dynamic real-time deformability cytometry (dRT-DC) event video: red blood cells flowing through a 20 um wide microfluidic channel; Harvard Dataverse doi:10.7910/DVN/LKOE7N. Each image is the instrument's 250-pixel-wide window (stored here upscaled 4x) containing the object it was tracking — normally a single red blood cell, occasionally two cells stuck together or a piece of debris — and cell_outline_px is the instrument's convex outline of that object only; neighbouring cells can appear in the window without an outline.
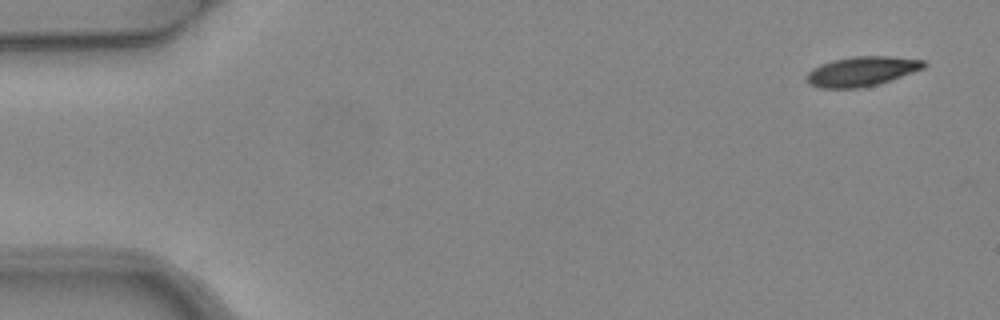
{"species": "common noctule bat (a hibernating species)", "species_latin": "Nyctalus noctula", "temperature_condition": "warm", "stored_images_in_passage": 6, "camera_frame_rate_fps": 3000, "um_per_image_px": 0.085, "animal": {"sex": "female", "body_mass_g": 24.6, "forearm_length_mm": 56.2}, "frame": {"image": 1, "passage_image": 1, "time_ms": 0.0, "image_size_px": [1000, 320], "cell_outline_px": [[928, 64], [924, 68], [876, 84], [860, 88], [820, 88], [808, 84], [804, 80], [804, 76], [812, 68], [820, 64], [832, 60], [852, 56], [892, 56], [924, 60]], "centroid_in_image_um": [73.18, 6.05], "position_along_channel_um": 11.8, "area_um2": 20.35}}
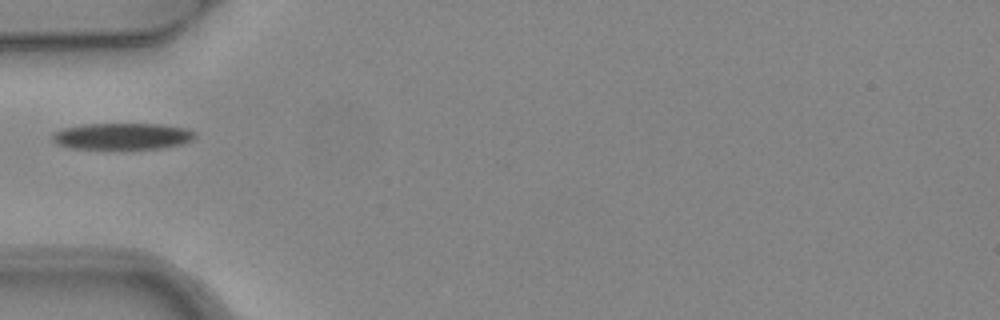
{"frame": {"image": 2, "passage_image": 5, "time_ms": 1.333, "image_size_px": [1000, 320], "cell_outline_px": [[196, 136], [192, 140], [184, 144], [160, 148], [68, 148], [56, 144], [52, 140], [52, 132], [60, 128], [84, 124], [160, 124], [184, 128], [196, 132]], "centroid_in_image_um": [10.36, 11.57], "position_along_channel_um": 74.6, "area_um2": 22.08}}
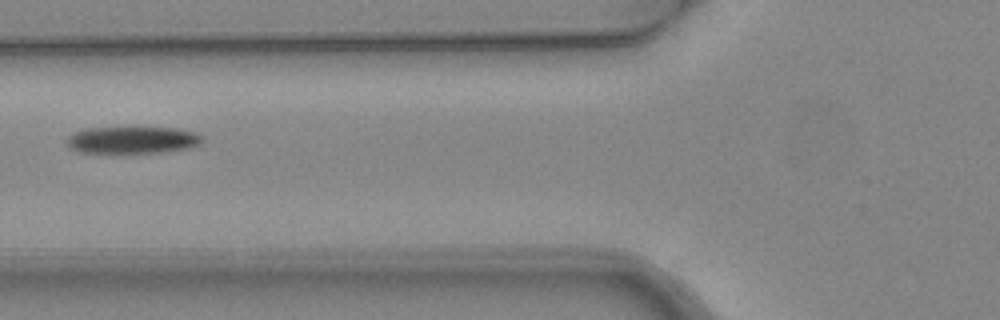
{"frame": {"image": 3, "passage_image": 6, "time_ms": 1.667, "image_size_px": [1000, 320], "cell_outline_px": [[204, 140], [200, 144], [188, 148], [164, 152], [112, 156], [80, 152], [68, 148], [64, 140], [68, 136], [76, 132], [88, 128], [176, 128], [196, 132], [204, 136]], "centroid_in_image_um": [11.21, 11.96], "position_along_channel_um": 114.6, "area_um2": 22.48}}